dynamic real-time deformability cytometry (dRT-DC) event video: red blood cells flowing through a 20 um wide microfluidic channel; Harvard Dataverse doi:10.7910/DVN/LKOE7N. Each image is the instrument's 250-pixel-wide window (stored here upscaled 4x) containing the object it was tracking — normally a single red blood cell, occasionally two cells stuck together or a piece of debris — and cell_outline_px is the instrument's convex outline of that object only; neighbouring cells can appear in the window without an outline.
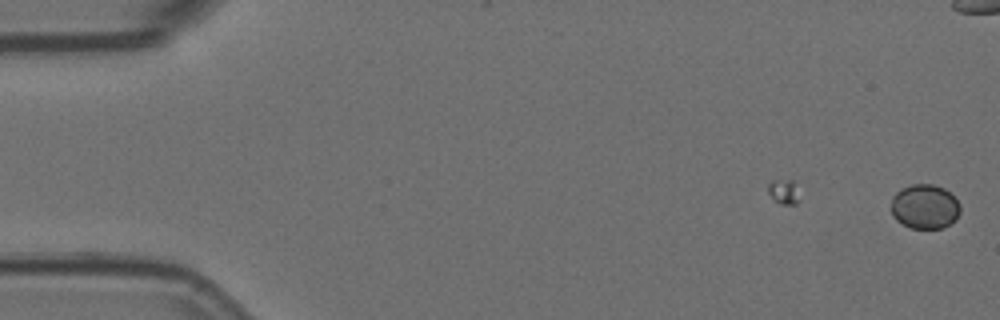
{"species": "Egyptian fruit bat (a non-hibernating species)", "species_latin": "Rousettus aegyptiacus", "temperature_condition": "room temperature", "stored_images_in_passage": 53, "camera_frame_rate_fps": 3000, "um_per_image_px": 0.085, "animal": {"sex": "female"}, "frame": {"image": 1, "passage_image": 1, "time_ms": 0.0, "image_size_px": [1000, 320], "cell_outline_px": [[960, 212], [956, 220], [944, 228], [912, 228], [896, 220], [892, 216], [892, 196], [900, 188], [912, 184], [932, 184], [944, 188], [960, 204]], "centroid_in_image_um": [78.6, 17.56], "position_along_channel_um": 6.4, "area_um2": 17.98}}
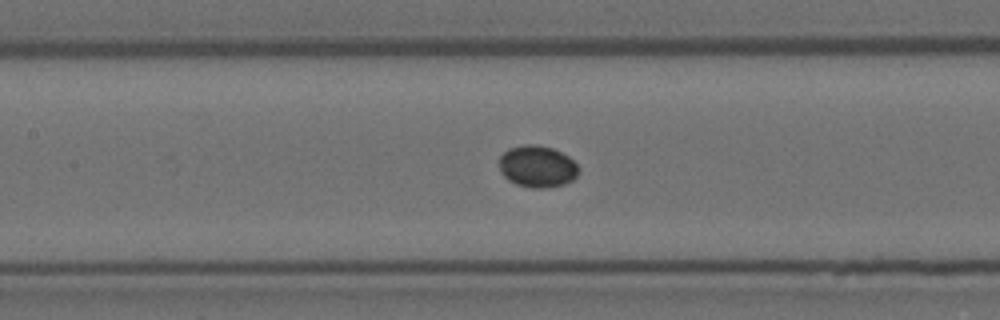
{"frame": {"image": 2, "passage_image": 26, "time_ms": 8.333, "image_size_px": [1000, 320], "cell_outline_px": [[580, 168], [576, 176], [572, 180], [564, 184], [548, 188], [532, 188], [516, 184], [508, 180], [500, 172], [500, 156], [508, 148], [524, 144], [536, 144], [552, 148], [568, 156]], "centroid_in_image_um": [45.66, 14.15], "position_along_channel_um": 161.7, "area_um2": 19.42}}
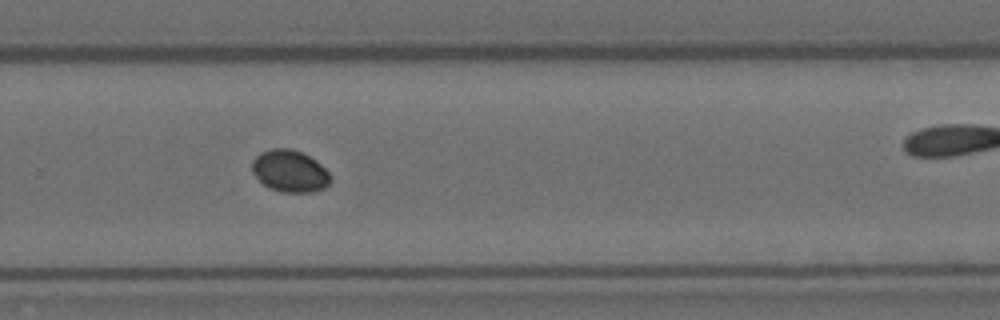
{"frame": {"image": 3, "passage_image": 38, "time_ms": 12.333, "image_size_px": [1000, 320], "cell_outline_px": [[332, 180], [324, 188], [312, 192], [280, 192], [268, 188], [252, 172], [252, 160], [260, 152], [272, 148], [292, 148], [308, 156], [320, 164], [332, 176]], "centroid_in_image_um": [24.62, 14.54], "position_along_channel_um": 305.2, "area_um2": 19.19}}